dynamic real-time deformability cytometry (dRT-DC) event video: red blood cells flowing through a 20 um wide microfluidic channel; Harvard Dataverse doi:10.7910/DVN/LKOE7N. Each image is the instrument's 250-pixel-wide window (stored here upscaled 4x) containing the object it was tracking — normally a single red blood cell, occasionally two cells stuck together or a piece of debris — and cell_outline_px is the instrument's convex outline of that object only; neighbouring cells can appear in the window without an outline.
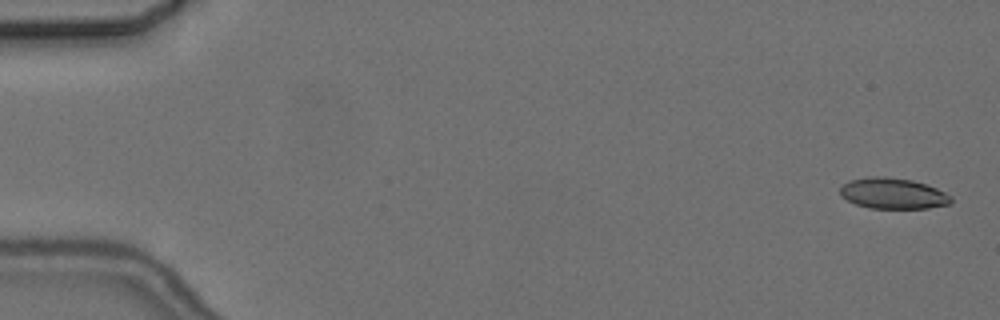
{"species": "common noctule bat (a hibernating species)", "species_latin": "Nyctalus noctula", "temperature_condition": "cold", "stored_images_in_passage": 4, "camera_frame_rate_fps": 3000, "um_per_image_px": 0.085, "animal": {"sex": "female", "body_mass_g": 24.6, "forearm_length_mm": 56.2}, "frame": {"image": 1, "passage_image": 1, "time_ms": 0.0, "image_size_px": [1000, 320], "cell_outline_px": [[952, 204], [928, 208], [868, 208], [856, 204], [840, 196], [840, 188], [844, 184], [852, 180], [872, 176], [884, 176], [912, 180], [936, 188], [952, 196]], "centroid_in_image_um": [75.92, 16.45], "position_along_channel_um": 9.1, "area_um2": 19.88}}
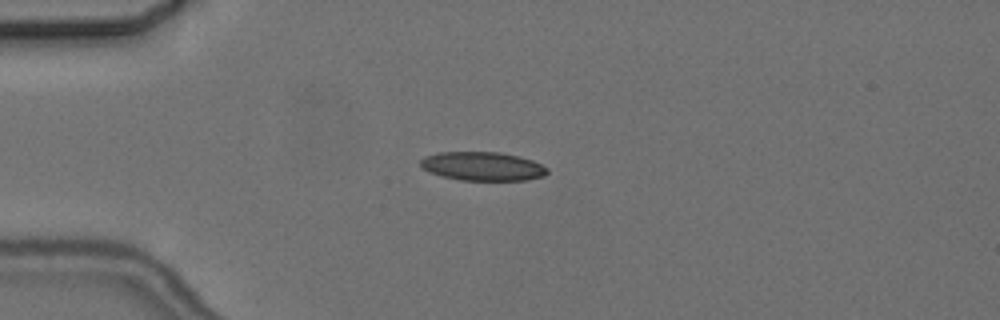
{"frame": {"image": 2, "passage_image": 4, "time_ms": 4.333, "image_size_px": [1000, 320], "cell_outline_px": [[548, 172], [544, 176], [528, 180], [460, 180], [428, 172], [420, 164], [420, 160], [424, 156], [440, 152], [500, 152], [520, 156], [532, 160], [548, 168]], "centroid_in_image_um": [41.04, 14.13], "position_along_channel_um": 44.0, "area_um2": 21.27}}